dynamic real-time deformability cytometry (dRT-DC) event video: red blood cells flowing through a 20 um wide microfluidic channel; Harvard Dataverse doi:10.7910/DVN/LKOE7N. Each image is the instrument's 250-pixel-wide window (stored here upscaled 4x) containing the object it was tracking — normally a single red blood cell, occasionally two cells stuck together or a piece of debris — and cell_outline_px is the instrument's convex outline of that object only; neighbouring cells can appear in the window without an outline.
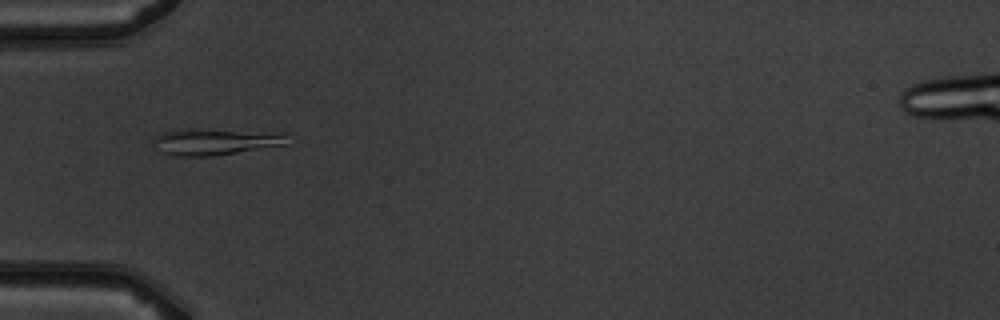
{"species": "common noctule bat (a hibernating species)", "species_latin": "Nyctalus noctula", "temperature_condition": "warm", "stored_images_in_passage": 3, "camera_frame_rate_fps": 3000, "um_per_image_px": 0.085, "animal": {"sex": "male", "body_mass_g": 19.5, "forearm_length_mm": 54.6}, "frame": {"image": 1, "passage_image": 2, "time_ms": 1.333, "image_size_px": [1000, 320], "cell_outline_px": [[288, 144], [212, 156], [176, 156], [160, 152], [152, 140], [156, 136], [164, 132], [180, 128], [204, 128], [288, 132]], "centroid_in_image_um": [18.35, 12.01], "position_along_channel_um": 66.6, "area_um2": 21.33}}
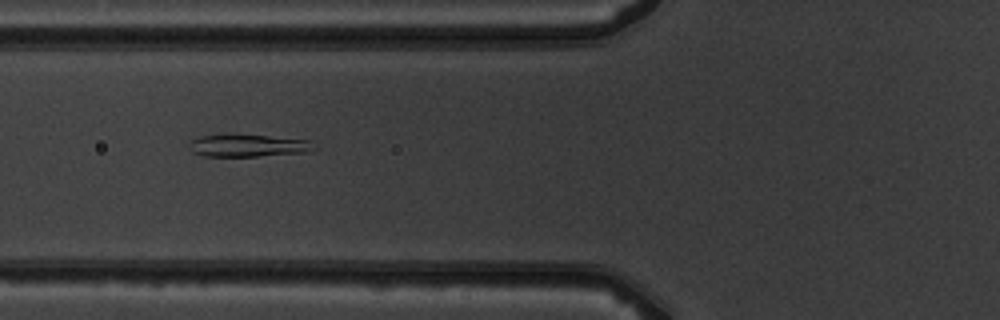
{"frame": {"image": 2, "passage_image": 3, "time_ms": 2.333, "image_size_px": [1000, 320], "cell_outline_px": [[316, 148], [304, 152], [256, 156], [204, 156], [192, 152], [188, 148], [188, 144], [192, 140], [200, 136], [228, 132], [312, 140]], "centroid_in_image_um": [21.02, 12.33], "position_along_channel_um": 104.8, "area_um2": 16.82}}